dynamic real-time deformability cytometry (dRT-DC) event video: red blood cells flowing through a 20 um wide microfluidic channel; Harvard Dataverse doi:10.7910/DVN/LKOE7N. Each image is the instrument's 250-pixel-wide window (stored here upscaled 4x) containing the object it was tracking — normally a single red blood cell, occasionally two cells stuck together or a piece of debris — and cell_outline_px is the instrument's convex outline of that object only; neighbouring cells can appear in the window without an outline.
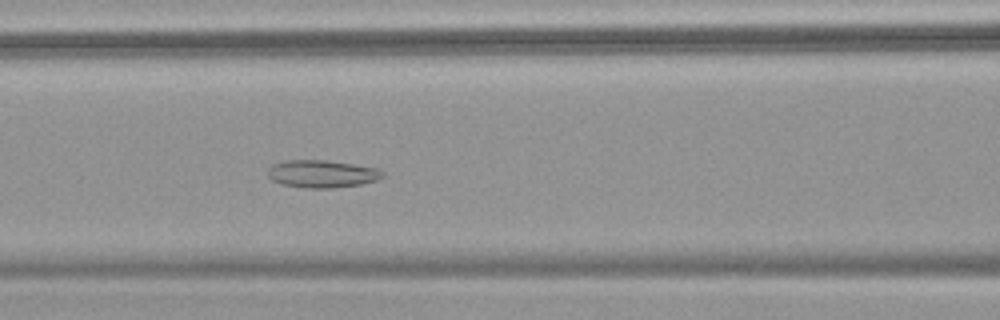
{"species": "common noctule bat (a hibernating species)", "species_latin": "Nyctalus noctula", "temperature_condition": "warm", "stored_images_in_passage": 56, "camera_frame_rate_fps": 3000, "um_per_image_px": 0.085, "animal": {"sex": "female", "body_mass_g": 18.4}, "frame": {"image": 1, "passage_image": 25, "time_ms": 8.0, "image_size_px": [1000, 320], "cell_outline_px": [[384, 176], [376, 180], [360, 184], [332, 188], [308, 188], [280, 184], [272, 180], [268, 176], [268, 168], [272, 164], [284, 160], [324, 160], [380, 168], [384, 172]], "centroid_in_image_um": [27.35, 14.77], "position_along_channel_um": 139.2, "area_um2": 18.5}}
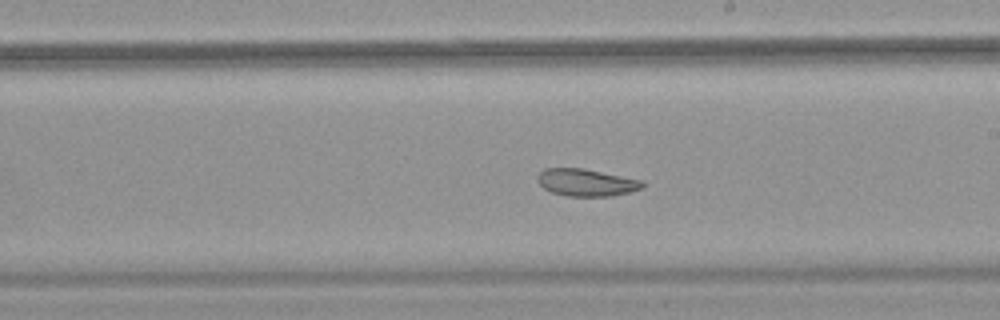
{"frame": {"image": 2, "passage_image": 33, "time_ms": 10.667, "image_size_px": [1000, 320], "cell_outline_px": [[644, 188], [612, 196], [568, 196], [552, 192], [544, 188], [536, 180], [536, 176], [544, 168], [584, 168], [644, 180]], "centroid_in_image_um": [49.85, 15.5], "position_along_channel_um": 239.2, "area_um2": 16.82}}
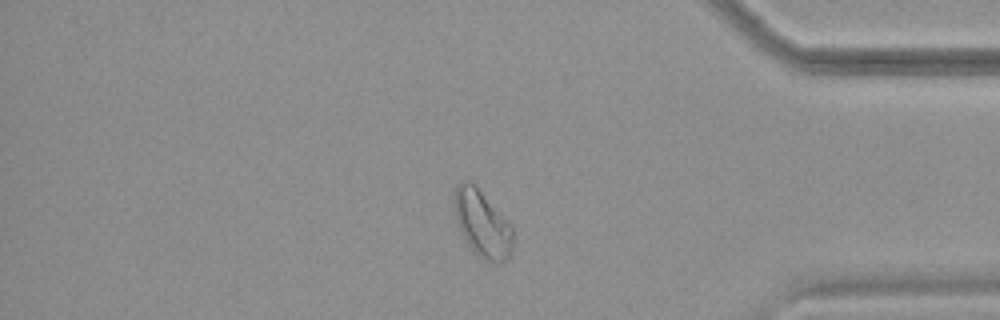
{"frame": {"image": 3, "passage_image": 47, "time_ms": 15.333, "image_size_px": [1000, 320], "cell_outline_px": [[512, 248], [508, 256], [500, 264], [484, 260], [468, 244], [456, 220], [452, 204], [456, 184], [460, 180], [472, 180], [476, 184], [512, 224]], "centroid_in_image_um": [40.97, 18.92], "position_along_channel_um": 394.2, "area_um2": 23.18}}